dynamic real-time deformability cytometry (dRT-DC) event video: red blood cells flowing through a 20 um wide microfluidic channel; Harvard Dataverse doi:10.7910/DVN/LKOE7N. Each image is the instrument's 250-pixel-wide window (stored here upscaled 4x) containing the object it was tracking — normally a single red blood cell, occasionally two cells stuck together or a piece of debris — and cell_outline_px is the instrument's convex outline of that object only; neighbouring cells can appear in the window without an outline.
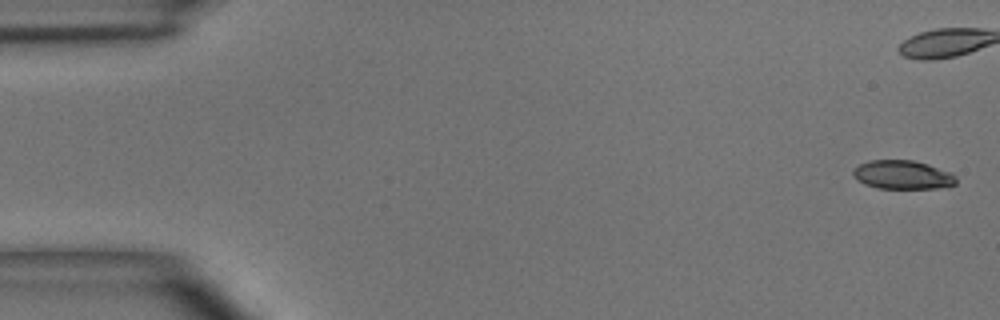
{"species": "common noctule bat (a hibernating species)", "species_latin": "Nyctalus noctula", "temperature_condition": "room temperature", "stored_images_in_passage": 9, "camera_frame_rate_fps": 3000, "um_per_image_px": 0.085, "animal": {"sex": "male", "body_mass_g": 15.6}, "frame": {"image": 1, "passage_image": 1, "time_ms": 0.0, "image_size_px": [1000, 320], "cell_outline_px": [[956, 184], [948, 188], [876, 188], [864, 184], [856, 180], [852, 172], [860, 164], [868, 160], [912, 160], [928, 164], [952, 172], [956, 176]], "centroid_in_image_um": [76.76, 14.86], "position_along_channel_um": 8.2, "area_um2": 17.46}}
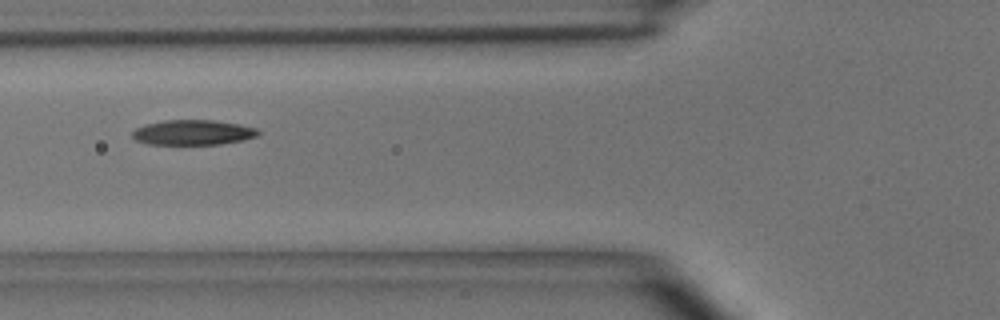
{"frame": {"image": 2, "passage_image": 6, "time_ms": 6.667, "image_size_px": [1000, 320], "cell_outline_px": [[260, 132], [256, 136], [244, 140], [220, 144], [148, 144], [136, 140], [132, 136], [132, 132], [136, 128], [144, 124], [164, 120], [212, 120], [240, 124], [256, 128]], "centroid_in_image_um": [16.39, 11.25], "position_along_channel_um": 109.4, "area_um2": 18.38}}